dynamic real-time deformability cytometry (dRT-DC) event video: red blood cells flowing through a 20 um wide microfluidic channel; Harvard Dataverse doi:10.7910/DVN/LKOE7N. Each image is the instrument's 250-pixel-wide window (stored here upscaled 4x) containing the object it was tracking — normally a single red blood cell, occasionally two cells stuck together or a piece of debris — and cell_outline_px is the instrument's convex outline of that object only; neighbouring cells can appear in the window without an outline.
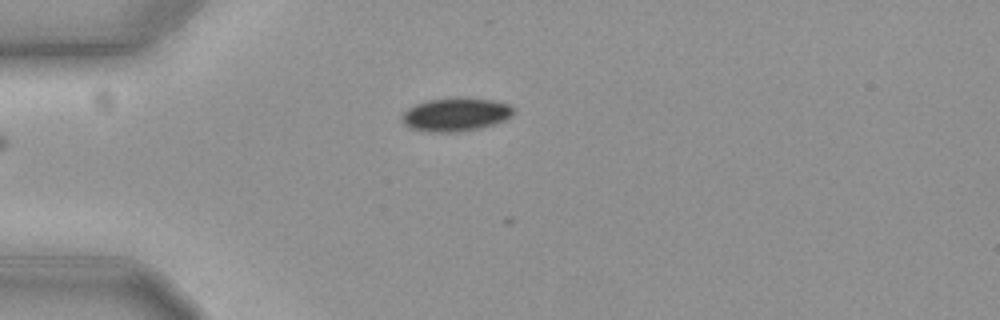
{"species": "common noctule bat (a hibernating species)", "species_latin": "Nyctalus noctula", "temperature_condition": "cold", "stored_images_in_passage": 2, "camera_frame_rate_fps": 3000, "um_per_image_px": 0.085, "animal": {"sex": "female", "body_mass_g": 19.3, "forearm_length_mm": 54.1}, "frame": {"image": 1, "passage_image": 1, "time_ms": 0.0, "image_size_px": [1000, 320], "cell_outline_px": [[512, 112], [504, 120], [492, 124], [476, 128], [452, 132], [428, 132], [408, 128], [400, 120], [400, 116], [408, 108], [416, 104], [428, 100], [456, 96], [468, 96], [496, 100], [508, 104], [512, 108]], "centroid_in_image_um": [38.66, 9.7], "position_along_channel_um": 46.3, "area_um2": 21.91}}